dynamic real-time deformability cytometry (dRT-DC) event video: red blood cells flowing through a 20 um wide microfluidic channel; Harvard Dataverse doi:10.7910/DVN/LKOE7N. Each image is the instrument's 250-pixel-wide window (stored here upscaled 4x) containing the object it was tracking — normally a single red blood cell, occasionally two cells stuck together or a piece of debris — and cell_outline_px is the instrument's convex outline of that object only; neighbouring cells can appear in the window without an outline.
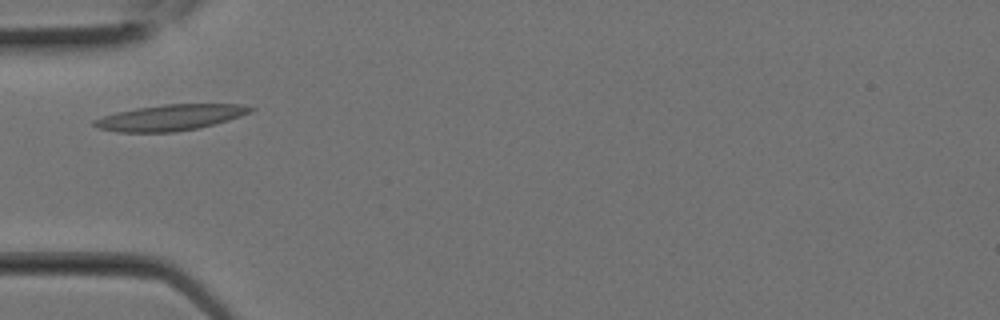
{"species": "Egyptian fruit bat (a non-hibernating species)", "species_latin": "Rousettus aegyptiacus", "temperature_condition": "room temperature", "stored_images_in_passage": 2, "camera_frame_rate_fps": 3000, "um_per_image_px": 0.085, "animal": {"sex": "female"}, "frame": {"image": 1, "passage_image": 2, "time_ms": 0.333, "image_size_px": [1000, 320], "cell_outline_px": [[256, 108], [252, 112], [228, 120], [200, 128], [176, 132], [120, 132], [100, 128], [92, 124], [92, 120], [116, 112], [136, 108], [164, 104], [240, 104]], "centroid_in_image_um": [14.5, 9.99], "position_along_channel_um": 70.5, "area_um2": 23.58}}